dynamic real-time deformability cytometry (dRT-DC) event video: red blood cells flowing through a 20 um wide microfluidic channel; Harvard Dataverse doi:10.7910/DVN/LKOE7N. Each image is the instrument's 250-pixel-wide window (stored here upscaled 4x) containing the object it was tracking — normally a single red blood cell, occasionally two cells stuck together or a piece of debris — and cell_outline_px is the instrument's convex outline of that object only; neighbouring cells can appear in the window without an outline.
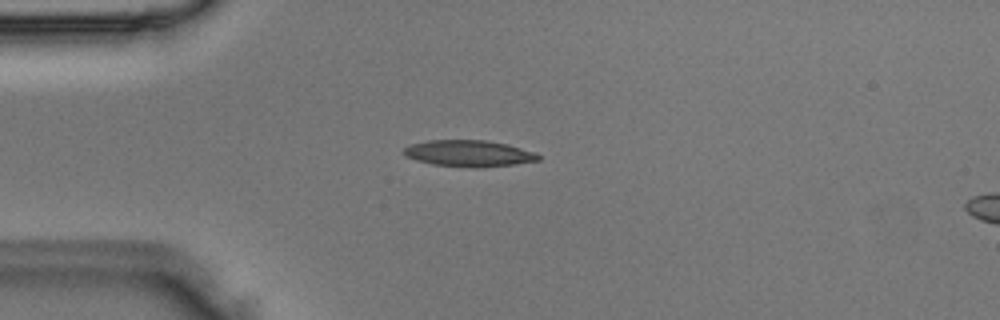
{"species": "Egyptian fruit bat (a non-hibernating species)", "species_latin": "Rousettus aegyptiacus", "temperature_condition": "room temperature", "stored_images_in_passage": 3, "camera_frame_rate_fps": 3000, "um_per_image_px": 0.085, "animal": {"sex": "male"}, "frame": {"image": 1, "passage_image": 2, "time_ms": 0.333, "image_size_px": [1000, 320], "cell_outline_px": [[540, 160], [516, 164], [472, 168], [432, 164], [416, 160], [404, 156], [400, 152], [404, 148], [412, 144], [428, 140], [484, 140], [508, 144], [536, 152], [540, 156]], "centroid_in_image_um": [39.84, 13.04], "position_along_channel_um": 45.2, "area_um2": 20.87}}